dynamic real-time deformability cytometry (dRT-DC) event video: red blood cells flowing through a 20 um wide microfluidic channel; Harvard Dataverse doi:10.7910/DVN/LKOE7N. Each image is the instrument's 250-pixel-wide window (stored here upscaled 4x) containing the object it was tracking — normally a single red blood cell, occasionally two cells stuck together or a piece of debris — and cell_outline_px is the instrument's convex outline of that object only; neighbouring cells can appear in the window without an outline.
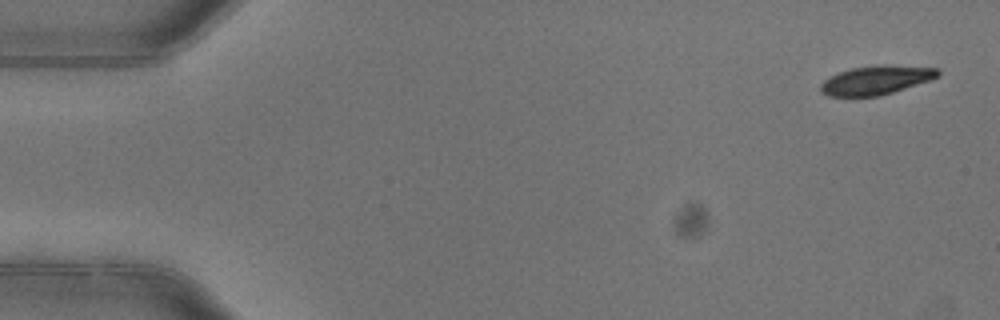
{"species": "common noctule bat (a hibernating species)", "species_latin": "Nyctalus noctula", "temperature_condition": "warm", "stored_images_in_passage": 5, "segment_of_instrument_passage": [1, 2], "camera_frame_rate_fps": 3000, "um_per_image_px": 0.085, "animal": {"sex": "female"}, "frame": {"image": 1, "passage_image": 1, "time_ms": 0.0, "image_size_px": [1000, 320], "cell_outline_px": [[940, 76], [932, 80], [880, 96], [828, 96], [820, 92], [820, 84], [824, 80], [840, 72], [852, 68], [880, 64], [884, 64], [936, 68], [940, 72]], "centroid_in_image_um": [74.49, 6.81], "position_along_channel_um": 10.5, "area_um2": 19.83}}
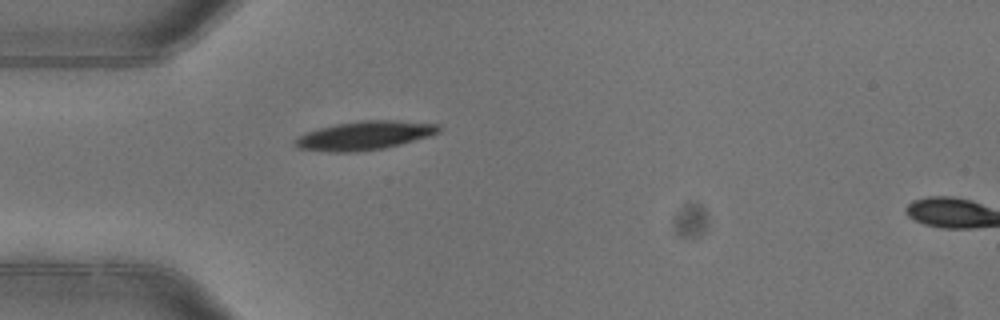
{"frame": {"image": 2, "passage_image": 4, "time_ms": 1.0, "image_size_px": [1000, 320], "cell_outline_px": [[440, 132], [428, 136], [400, 144], [384, 148], [356, 152], [328, 152], [296, 148], [292, 144], [304, 132], [316, 128], [336, 124], [364, 120], [392, 120], [440, 124]], "centroid_in_image_um": [30.94, 11.52], "position_along_channel_um": 54.1, "area_um2": 24.1}}